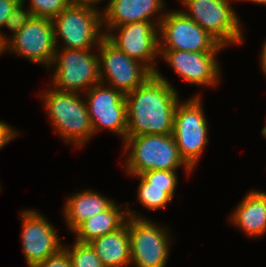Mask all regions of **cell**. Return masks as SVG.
I'll return each instance as SVG.
<instances>
[{"mask_svg": "<svg viewBox=\"0 0 266 267\" xmlns=\"http://www.w3.org/2000/svg\"><path fill=\"white\" fill-rule=\"evenodd\" d=\"M179 99L178 90L157 70L141 86L125 94L127 137L172 134Z\"/></svg>", "mask_w": 266, "mask_h": 267, "instance_id": "6da1fadb", "label": "cell"}, {"mask_svg": "<svg viewBox=\"0 0 266 267\" xmlns=\"http://www.w3.org/2000/svg\"><path fill=\"white\" fill-rule=\"evenodd\" d=\"M40 95L51 126L65 143L79 148L89 142L94 136L93 127L81 93L64 92L50 87Z\"/></svg>", "mask_w": 266, "mask_h": 267, "instance_id": "7a4b0ae2", "label": "cell"}, {"mask_svg": "<svg viewBox=\"0 0 266 267\" xmlns=\"http://www.w3.org/2000/svg\"><path fill=\"white\" fill-rule=\"evenodd\" d=\"M123 145V155L127 157L122 166L128 175H140L150 170H177L182 166L187 174L193 172L180 156L172 134L126 137Z\"/></svg>", "mask_w": 266, "mask_h": 267, "instance_id": "3957f363", "label": "cell"}, {"mask_svg": "<svg viewBox=\"0 0 266 267\" xmlns=\"http://www.w3.org/2000/svg\"><path fill=\"white\" fill-rule=\"evenodd\" d=\"M52 22L56 48L94 49L105 37L102 9L97 7L68 5Z\"/></svg>", "mask_w": 266, "mask_h": 267, "instance_id": "277c9868", "label": "cell"}, {"mask_svg": "<svg viewBox=\"0 0 266 267\" xmlns=\"http://www.w3.org/2000/svg\"><path fill=\"white\" fill-rule=\"evenodd\" d=\"M131 264L135 267H166L172 235L154 221L138 215L126 205Z\"/></svg>", "mask_w": 266, "mask_h": 267, "instance_id": "5b68a950", "label": "cell"}, {"mask_svg": "<svg viewBox=\"0 0 266 267\" xmlns=\"http://www.w3.org/2000/svg\"><path fill=\"white\" fill-rule=\"evenodd\" d=\"M49 72L52 75L51 87L64 92L80 94V91L85 89L83 91L85 93L101 82L99 58L94 49L56 48Z\"/></svg>", "mask_w": 266, "mask_h": 267, "instance_id": "8992f818", "label": "cell"}, {"mask_svg": "<svg viewBox=\"0 0 266 267\" xmlns=\"http://www.w3.org/2000/svg\"><path fill=\"white\" fill-rule=\"evenodd\" d=\"M199 94L178 102L174 115L172 135L180 156L194 170L209 143L208 121Z\"/></svg>", "mask_w": 266, "mask_h": 267, "instance_id": "52a82bcc", "label": "cell"}, {"mask_svg": "<svg viewBox=\"0 0 266 267\" xmlns=\"http://www.w3.org/2000/svg\"><path fill=\"white\" fill-rule=\"evenodd\" d=\"M186 16L206 30L222 46L244 42L243 25L231 6L234 0H178ZM188 10V11H187Z\"/></svg>", "mask_w": 266, "mask_h": 267, "instance_id": "ba28073f", "label": "cell"}, {"mask_svg": "<svg viewBox=\"0 0 266 267\" xmlns=\"http://www.w3.org/2000/svg\"><path fill=\"white\" fill-rule=\"evenodd\" d=\"M225 47L181 10H168L159 25V50L221 52Z\"/></svg>", "mask_w": 266, "mask_h": 267, "instance_id": "9c48e42d", "label": "cell"}, {"mask_svg": "<svg viewBox=\"0 0 266 267\" xmlns=\"http://www.w3.org/2000/svg\"><path fill=\"white\" fill-rule=\"evenodd\" d=\"M5 52L16 54L31 63L51 67L56 44L51 19L34 17L0 47V56Z\"/></svg>", "mask_w": 266, "mask_h": 267, "instance_id": "30bf717a", "label": "cell"}, {"mask_svg": "<svg viewBox=\"0 0 266 267\" xmlns=\"http://www.w3.org/2000/svg\"><path fill=\"white\" fill-rule=\"evenodd\" d=\"M99 52V75L102 83L124 95L141 86L153 73L142 63L127 56L104 37Z\"/></svg>", "mask_w": 266, "mask_h": 267, "instance_id": "8fae6325", "label": "cell"}, {"mask_svg": "<svg viewBox=\"0 0 266 267\" xmlns=\"http://www.w3.org/2000/svg\"><path fill=\"white\" fill-rule=\"evenodd\" d=\"M82 95L85 97L93 134L106 128V130L121 136L122 142H124L127 137L125 95L102 82L92 86Z\"/></svg>", "mask_w": 266, "mask_h": 267, "instance_id": "7c38bea8", "label": "cell"}, {"mask_svg": "<svg viewBox=\"0 0 266 267\" xmlns=\"http://www.w3.org/2000/svg\"><path fill=\"white\" fill-rule=\"evenodd\" d=\"M105 37L127 56L145 65L153 74L158 70L156 62L160 52L157 22L140 21L115 26Z\"/></svg>", "mask_w": 266, "mask_h": 267, "instance_id": "4fadbf2b", "label": "cell"}, {"mask_svg": "<svg viewBox=\"0 0 266 267\" xmlns=\"http://www.w3.org/2000/svg\"><path fill=\"white\" fill-rule=\"evenodd\" d=\"M22 213V214H21ZM20 213L21 241L28 267H35L63 247L59 235L46 216L34 209Z\"/></svg>", "mask_w": 266, "mask_h": 267, "instance_id": "5bb4252c", "label": "cell"}, {"mask_svg": "<svg viewBox=\"0 0 266 267\" xmlns=\"http://www.w3.org/2000/svg\"><path fill=\"white\" fill-rule=\"evenodd\" d=\"M159 52L160 58L186 83L215 88L222 79L220 62L216 58L219 52L183 50H159Z\"/></svg>", "mask_w": 266, "mask_h": 267, "instance_id": "9a60e30c", "label": "cell"}, {"mask_svg": "<svg viewBox=\"0 0 266 267\" xmlns=\"http://www.w3.org/2000/svg\"><path fill=\"white\" fill-rule=\"evenodd\" d=\"M102 8L103 31L133 22H156L160 25L167 12L164 0H109ZM153 16L157 17L154 21Z\"/></svg>", "mask_w": 266, "mask_h": 267, "instance_id": "2e32d148", "label": "cell"}, {"mask_svg": "<svg viewBox=\"0 0 266 267\" xmlns=\"http://www.w3.org/2000/svg\"><path fill=\"white\" fill-rule=\"evenodd\" d=\"M229 222L249 237L266 233V192L250 190L228 217Z\"/></svg>", "mask_w": 266, "mask_h": 267, "instance_id": "e0dca14e", "label": "cell"}, {"mask_svg": "<svg viewBox=\"0 0 266 267\" xmlns=\"http://www.w3.org/2000/svg\"><path fill=\"white\" fill-rule=\"evenodd\" d=\"M108 198L90 189L68 196L62 211L67 229L73 232L85 220L105 211L114 202Z\"/></svg>", "mask_w": 266, "mask_h": 267, "instance_id": "ac0fdd59", "label": "cell"}, {"mask_svg": "<svg viewBox=\"0 0 266 267\" xmlns=\"http://www.w3.org/2000/svg\"><path fill=\"white\" fill-rule=\"evenodd\" d=\"M89 243L105 267H129L131 265L128 217L119 229Z\"/></svg>", "mask_w": 266, "mask_h": 267, "instance_id": "d6986e66", "label": "cell"}, {"mask_svg": "<svg viewBox=\"0 0 266 267\" xmlns=\"http://www.w3.org/2000/svg\"><path fill=\"white\" fill-rule=\"evenodd\" d=\"M127 217L126 208L123 211L121 205L114 201L105 211L82 222L72 232L76 236L74 239L89 243L98 237L119 229L126 222Z\"/></svg>", "mask_w": 266, "mask_h": 267, "instance_id": "ffe728a7", "label": "cell"}, {"mask_svg": "<svg viewBox=\"0 0 266 267\" xmlns=\"http://www.w3.org/2000/svg\"><path fill=\"white\" fill-rule=\"evenodd\" d=\"M133 177H138L140 179L137 188V198L138 200L134 202H139L143 207L148 210H159L166 208L167 204L172 202L176 187H158L152 186L148 183L141 175H130Z\"/></svg>", "mask_w": 266, "mask_h": 267, "instance_id": "44dd1931", "label": "cell"}, {"mask_svg": "<svg viewBox=\"0 0 266 267\" xmlns=\"http://www.w3.org/2000/svg\"><path fill=\"white\" fill-rule=\"evenodd\" d=\"M73 245H63L67 250L71 267H105L90 243L74 240Z\"/></svg>", "mask_w": 266, "mask_h": 267, "instance_id": "7402d4cb", "label": "cell"}, {"mask_svg": "<svg viewBox=\"0 0 266 267\" xmlns=\"http://www.w3.org/2000/svg\"><path fill=\"white\" fill-rule=\"evenodd\" d=\"M26 4V0H21ZM26 6L34 17H41L53 20L57 17L69 4L66 0H29Z\"/></svg>", "mask_w": 266, "mask_h": 267, "instance_id": "603a6c76", "label": "cell"}, {"mask_svg": "<svg viewBox=\"0 0 266 267\" xmlns=\"http://www.w3.org/2000/svg\"><path fill=\"white\" fill-rule=\"evenodd\" d=\"M140 175L152 186L177 187L178 175L176 170H150Z\"/></svg>", "mask_w": 266, "mask_h": 267, "instance_id": "cb8c5ba5", "label": "cell"}, {"mask_svg": "<svg viewBox=\"0 0 266 267\" xmlns=\"http://www.w3.org/2000/svg\"><path fill=\"white\" fill-rule=\"evenodd\" d=\"M21 1L9 14L5 26L12 32V36L17 33L31 19L32 13Z\"/></svg>", "mask_w": 266, "mask_h": 267, "instance_id": "d4e9b609", "label": "cell"}, {"mask_svg": "<svg viewBox=\"0 0 266 267\" xmlns=\"http://www.w3.org/2000/svg\"><path fill=\"white\" fill-rule=\"evenodd\" d=\"M35 267H71V259L67 250L62 247L58 252Z\"/></svg>", "mask_w": 266, "mask_h": 267, "instance_id": "484cf974", "label": "cell"}, {"mask_svg": "<svg viewBox=\"0 0 266 267\" xmlns=\"http://www.w3.org/2000/svg\"><path fill=\"white\" fill-rule=\"evenodd\" d=\"M21 0H0V29L4 28L11 11ZM8 40L7 35L0 31V47Z\"/></svg>", "mask_w": 266, "mask_h": 267, "instance_id": "4316f807", "label": "cell"}, {"mask_svg": "<svg viewBox=\"0 0 266 267\" xmlns=\"http://www.w3.org/2000/svg\"><path fill=\"white\" fill-rule=\"evenodd\" d=\"M18 135L19 133L9 124L0 120V150Z\"/></svg>", "mask_w": 266, "mask_h": 267, "instance_id": "83f0119b", "label": "cell"}, {"mask_svg": "<svg viewBox=\"0 0 266 267\" xmlns=\"http://www.w3.org/2000/svg\"><path fill=\"white\" fill-rule=\"evenodd\" d=\"M69 5H88L97 7L103 0H66Z\"/></svg>", "mask_w": 266, "mask_h": 267, "instance_id": "f1b7e54d", "label": "cell"}, {"mask_svg": "<svg viewBox=\"0 0 266 267\" xmlns=\"http://www.w3.org/2000/svg\"><path fill=\"white\" fill-rule=\"evenodd\" d=\"M261 56L260 57V66L263 71V73L266 76V41L263 42L262 48H261Z\"/></svg>", "mask_w": 266, "mask_h": 267, "instance_id": "f546056e", "label": "cell"}, {"mask_svg": "<svg viewBox=\"0 0 266 267\" xmlns=\"http://www.w3.org/2000/svg\"><path fill=\"white\" fill-rule=\"evenodd\" d=\"M236 1H238V2H243V1H245V2H252V3H256V4H263V5H265L266 4V0H236Z\"/></svg>", "mask_w": 266, "mask_h": 267, "instance_id": "4dcf8cb0", "label": "cell"}, {"mask_svg": "<svg viewBox=\"0 0 266 267\" xmlns=\"http://www.w3.org/2000/svg\"><path fill=\"white\" fill-rule=\"evenodd\" d=\"M265 123H266V120H265ZM261 135H263L266 140V125L262 128Z\"/></svg>", "mask_w": 266, "mask_h": 267, "instance_id": "1f68e13d", "label": "cell"}]
</instances>
